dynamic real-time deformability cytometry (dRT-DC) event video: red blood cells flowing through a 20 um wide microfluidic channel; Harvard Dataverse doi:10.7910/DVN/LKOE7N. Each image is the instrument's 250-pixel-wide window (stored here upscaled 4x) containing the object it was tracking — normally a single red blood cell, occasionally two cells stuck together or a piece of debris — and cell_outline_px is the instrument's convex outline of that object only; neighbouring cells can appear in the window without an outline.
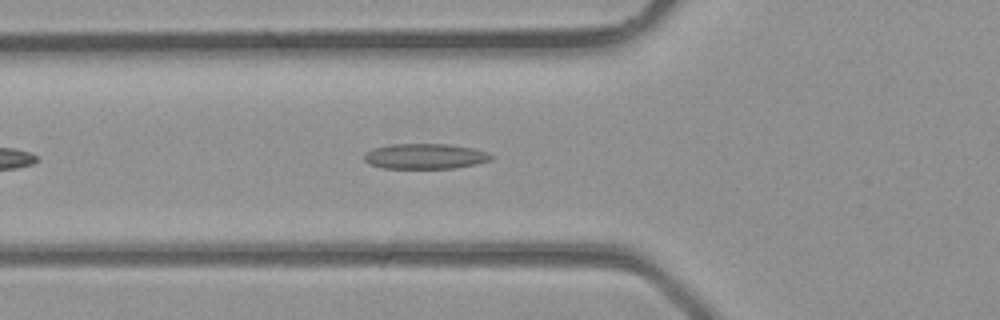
{"species": "common noctule bat (a hibernating species)", "species_latin": "Nyctalus noctula", "temperature_condition": "room temperature", "stored_images_in_passage": 17, "camera_frame_rate_fps": 3000, "um_per_image_px": 0.085, "animal": {"sex": "male", "body_mass_g": 23.1, "forearm_length_mm": 52.7}, "frame": {"image": 1, "passage_image": 5, "time_ms": 1.333, "image_size_px": [1000, 320], "cell_outline_px": [[496, 156], [492, 160], [476, 164], [456, 168], [384, 168], [368, 164], [364, 160], [364, 152], [372, 148], [388, 144], [448, 144], [472, 148], [488, 152]], "centroid_in_image_um": [36.13, 13.28], "position_along_channel_um": 89.7, "area_um2": 19.02}}
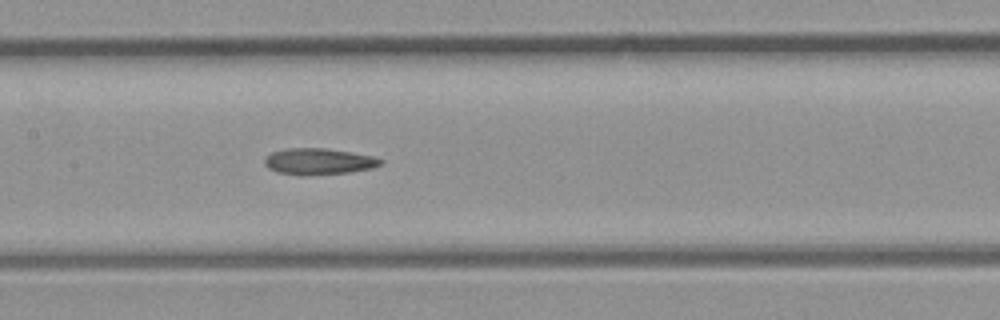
{"frame": {"image": 2, "passage_image": 10, "time_ms": 3.0, "image_size_px": [1000, 320], "cell_outline_px": [[384, 160], [380, 164], [372, 168], [348, 172], [304, 176], [300, 176], [276, 172], [268, 168], [264, 164], [264, 160], [272, 152], [284, 148], [328, 148], [352, 152], [372, 156]], "centroid_in_image_um": [27.05, 13.72], "position_along_channel_um": 180.3, "area_um2": 17.92}}
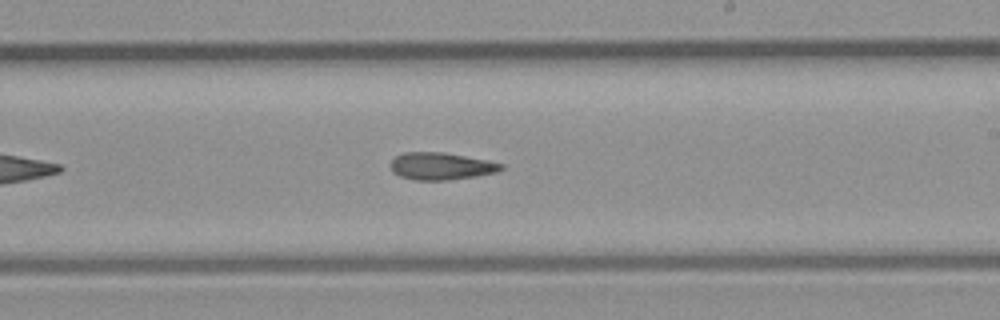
{"frame": {"image": 3, "passage_image": 14, "time_ms": 4.333, "image_size_px": [1000, 320], "cell_outline_px": [[504, 168], [496, 172], [476, 176], [448, 180], [416, 180], [400, 176], [392, 172], [388, 164], [396, 156], [404, 152], [444, 152], [488, 160], [504, 164]], "centroid_in_image_um": [37.47, 14.12], "position_along_channel_um": 251.5, "area_um2": 17.69}}